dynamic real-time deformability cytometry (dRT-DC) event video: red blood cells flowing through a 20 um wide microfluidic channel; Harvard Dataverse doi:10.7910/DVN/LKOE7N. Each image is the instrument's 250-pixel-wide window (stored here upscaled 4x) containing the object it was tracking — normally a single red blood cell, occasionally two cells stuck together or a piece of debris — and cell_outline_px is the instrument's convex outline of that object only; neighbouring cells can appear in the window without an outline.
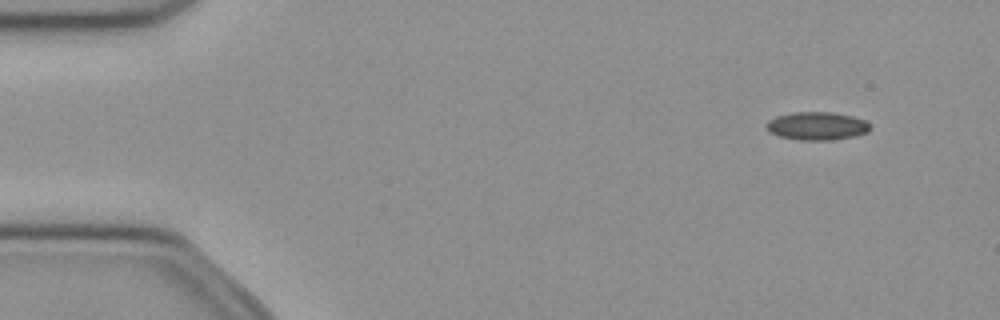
{"species": "common noctule bat (a hibernating species)", "species_latin": "Nyctalus noctula", "temperature_condition": "cold", "stored_images_in_passage": 52, "camera_frame_rate_fps": 3000, "um_per_image_px": 0.085, "animal": {"sex": "female", "body_mass_g": 21.9}, "frame": {"image": 1, "passage_image": 5, "time_ms": 1.333, "image_size_px": [1000, 320], "cell_outline_px": [[872, 128], [868, 132], [856, 136], [828, 140], [800, 140], [780, 136], [768, 132], [764, 128], [764, 124], [768, 120], [776, 116], [792, 112], [832, 112], [852, 116], [864, 120]], "centroid_in_image_um": [69.4, 10.7], "position_along_channel_um": 15.6, "area_um2": 17.17}}
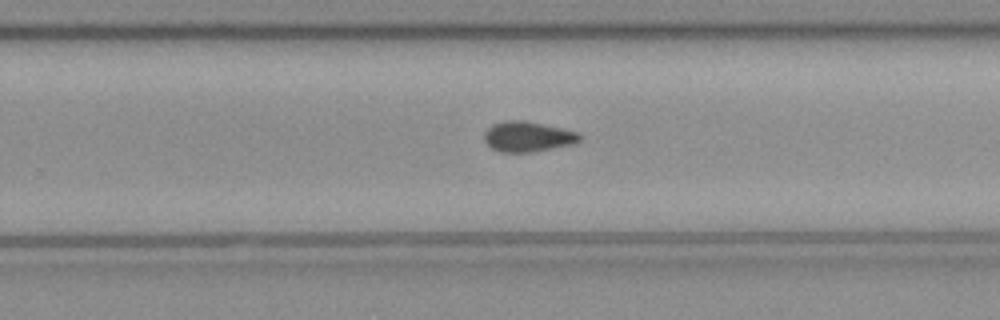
{"frame": {"image": 2, "passage_image": 33, "time_ms": 10.667, "image_size_px": [1000, 320], "cell_outline_px": [[584, 136], [576, 144], [532, 152], [500, 152], [492, 148], [484, 140], [484, 132], [492, 124], [504, 120], [524, 120], [580, 132]], "centroid_in_image_um": [44.9, 11.61], "position_along_channel_um": 284.9, "area_um2": 17.11}}
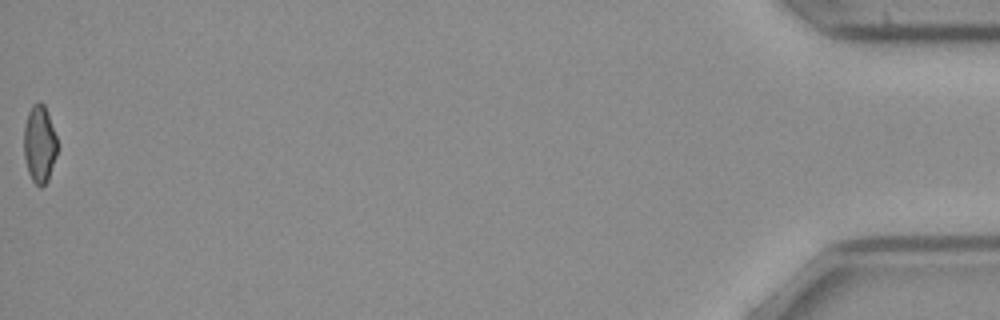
{"frame": {"image": 3, "passage_image": 52, "time_ms": 17.0, "image_size_px": [1000, 320], "cell_outline_px": [[56, 156], [48, 180], [40, 188], [32, 180], [28, 172], [24, 156], [24, 128], [28, 112], [32, 104], [40, 100], [44, 104], [56, 136]], "centroid_in_image_um": [3.34, 12.24], "position_along_channel_um": 431.9, "area_um2": 14.97}, "authors_computed_cell_mechanics": {"area_um2": 16.5308, "velocity_mm_per_s": 3.9817, "shape_relaxation_time_tau1_ms": 5.8877, "shape_relaxation_time_tau2_ms": 7.2317, "deformation_change_tau1": 0.1091, "deformation_change_tau2": 0.1236}}